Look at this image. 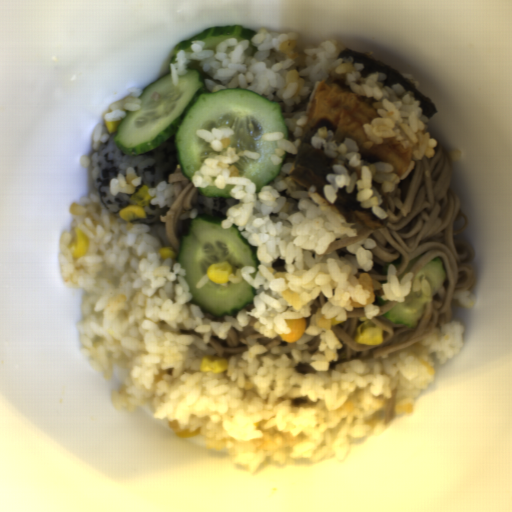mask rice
<instances>
[{
    "mask_svg": "<svg viewBox=\"0 0 512 512\" xmlns=\"http://www.w3.org/2000/svg\"><path fill=\"white\" fill-rule=\"evenodd\" d=\"M401 75H403L410 82H412L416 86V88L418 89L419 83H418V80H417V78L415 76H413L412 74H401Z\"/></svg>",
    "mask_w": 512,
    "mask_h": 512,
    "instance_id": "obj_10",
    "label": "rice"
},
{
    "mask_svg": "<svg viewBox=\"0 0 512 512\" xmlns=\"http://www.w3.org/2000/svg\"><path fill=\"white\" fill-rule=\"evenodd\" d=\"M452 298L456 301L457 305L460 308H472L475 304V300L471 297L468 291L466 290H455L452 294Z\"/></svg>",
    "mask_w": 512,
    "mask_h": 512,
    "instance_id": "obj_9",
    "label": "rice"
},
{
    "mask_svg": "<svg viewBox=\"0 0 512 512\" xmlns=\"http://www.w3.org/2000/svg\"><path fill=\"white\" fill-rule=\"evenodd\" d=\"M149 196L155 197L149 204L159 208L172 206L176 200L174 185L166 180L159 182L155 188H149Z\"/></svg>",
    "mask_w": 512,
    "mask_h": 512,
    "instance_id": "obj_6",
    "label": "rice"
},
{
    "mask_svg": "<svg viewBox=\"0 0 512 512\" xmlns=\"http://www.w3.org/2000/svg\"><path fill=\"white\" fill-rule=\"evenodd\" d=\"M142 180L143 178L136 174L133 167L129 166L125 174L119 172L109 181L110 193L115 196L118 193L132 194L141 185Z\"/></svg>",
    "mask_w": 512,
    "mask_h": 512,
    "instance_id": "obj_5",
    "label": "rice"
},
{
    "mask_svg": "<svg viewBox=\"0 0 512 512\" xmlns=\"http://www.w3.org/2000/svg\"><path fill=\"white\" fill-rule=\"evenodd\" d=\"M111 133H109L106 125L97 124L94 132H93V143L92 149L94 152L99 151L102 143H106L110 138Z\"/></svg>",
    "mask_w": 512,
    "mask_h": 512,
    "instance_id": "obj_8",
    "label": "rice"
},
{
    "mask_svg": "<svg viewBox=\"0 0 512 512\" xmlns=\"http://www.w3.org/2000/svg\"><path fill=\"white\" fill-rule=\"evenodd\" d=\"M237 203H239V200L234 197H207L199 191L197 208L181 212L178 219L184 221L206 214H218L227 217L228 210Z\"/></svg>",
    "mask_w": 512,
    "mask_h": 512,
    "instance_id": "obj_3",
    "label": "rice"
},
{
    "mask_svg": "<svg viewBox=\"0 0 512 512\" xmlns=\"http://www.w3.org/2000/svg\"><path fill=\"white\" fill-rule=\"evenodd\" d=\"M92 191L99 193L100 199L110 211L117 216L121 209L132 205L131 199L141 186L149 189L156 188L162 182L167 181L169 175L180 164L176 145L175 134L160 145L146 152L130 155L123 153L116 145L113 133L105 143H101L98 151H94L90 157ZM132 166L137 175L143 180L134 193H118L116 196L110 193L109 181L117 176V173L125 174L127 168Z\"/></svg>",
    "mask_w": 512,
    "mask_h": 512,
    "instance_id": "obj_2",
    "label": "rice"
},
{
    "mask_svg": "<svg viewBox=\"0 0 512 512\" xmlns=\"http://www.w3.org/2000/svg\"><path fill=\"white\" fill-rule=\"evenodd\" d=\"M343 49L336 40L302 45L296 32L261 28L250 40L227 38L213 48L194 40L189 52L177 50L169 63L175 86L197 61L211 92L244 88L279 103L282 112L293 111L284 119L293 140L280 131L260 137L276 141L272 164L279 165L285 152L297 157L313 97L330 74H345L352 91L374 97L378 115L363 123L365 147L390 137L412 153L398 176L389 162L361 159L351 138L337 144L331 129L318 127L310 144L337 160L326 176L325 197L289 176L294 161L256 192L235 163L260 154L235 152L232 128L197 129L211 153L193 173V186L232 184L229 194L238 203L227 210L221 228L236 225L257 247L258 267L237 269L227 281L244 280L253 288L244 309L226 314L224 321L205 316L192 303L186 270L175 257L160 256V248H172L164 225L125 221L95 189L71 203L72 222L61 232L57 250L63 285L85 292L77 324L81 354L104 380L111 379L115 366L126 370L124 382L111 391L114 408L133 413L151 401L155 419L177 422L181 431L200 429L207 448L226 451L251 474L297 459L342 463L352 439L370 434L392 391L396 416L411 415L417 397L436 378L434 362L442 365L463 346L464 327L454 320L388 357L338 363L342 345L332 326L346 322L354 308H363L369 320L377 316L376 290L382 301L403 303L413 274L399 280L395 264H388L386 283L370 277L377 244L372 238L347 245L345 257L326 254L334 241L357 234L358 223L333 208L337 193L345 188L351 194L356 187L360 206L386 219L371 181L393 192L438 145L426 131L429 118L414 91L399 83L384 86L385 72L362 77L364 65L352 56L338 58ZM74 228L89 241L82 258L69 249ZM299 318L307 320L304 334L286 342L280 335L290 333L285 321ZM232 326L245 335L248 351L231 357L225 372H200L203 357L214 354L208 348L212 335L225 338ZM254 333L281 343L269 350L249 338Z\"/></svg>",
    "mask_w": 512,
    "mask_h": 512,
    "instance_id": "obj_1",
    "label": "rice"
},
{
    "mask_svg": "<svg viewBox=\"0 0 512 512\" xmlns=\"http://www.w3.org/2000/svg\"><path fill=\"white\" fill-rule=\"evenodd\" d=\"M128 91V96L108 106L106 112L103 114V120L105 122H121L125 118L127 111L138 112L140 110L142 89L133 86L129 88Z\"/></svg>",
    "mask_w": 512,
    "mask_h": 512,
    "instance_id": "obj_4",
    "label": "rice"
},
{
    "mask_svg": "<svg viewBox=\"0 0 512 512\" xmlns=\"http://www.w3.org/2000/svg\"><path fill=\"white\" fill-rule=\"evenodd\" d=\"M167 208L168 206L160 208L159 205H152L149 203V205L144 208L146 212V218L131 222H142L151 227H156L161 225L160 218H163L166 215Z\"/></svg>",
    "mask_w": 512,
    "mask_h": 512,
    "instance_id": "obj_7",
    "label": "rice"
},
{
    "mask_svg": "<svg viewBox=\"0 0 512 512\" xmlns=\"http://www.w3.org/2000/svg\"><path fill=\"white\" fill-rule=\"evenodd\" d=\"M209 276H208V273L197 283L196 285V289H200L201 287H203L205 284H207L209 282Z\"/></svg>",
    "mask_w": 512,
    "mask_h": 512,
    "instance_id": "obj_11",
    "label": "rice"
}]
</instances>
